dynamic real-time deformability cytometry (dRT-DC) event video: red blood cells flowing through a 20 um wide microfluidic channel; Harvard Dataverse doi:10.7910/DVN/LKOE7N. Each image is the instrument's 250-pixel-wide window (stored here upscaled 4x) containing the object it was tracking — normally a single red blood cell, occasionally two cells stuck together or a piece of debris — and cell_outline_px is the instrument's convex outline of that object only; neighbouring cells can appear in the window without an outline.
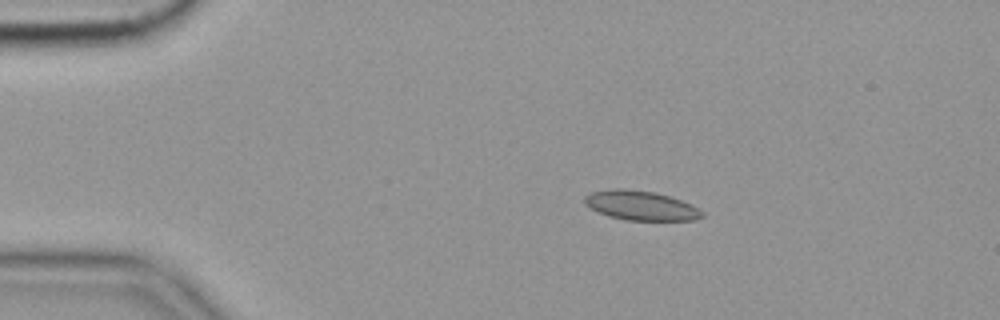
{"species": "common noctule bat (a hibernating species)", "species_latin": "Nyctalus noctula", "temperature_condition": "cold", "stored_images_in_passage": 49, "camera_frame_rate_fps": 3000, "um_per_image_px": 0.085, "animal": {"sex": "female", "body_mass_g": 19.9}, "frame": {"image": 1, "passage_image": 3, "time_ms": 0.667, "image_size_px": [1000, 320], "cell_outline_px": [[704, 216], [696, 220], [624, 220], [608, 216], [584, 204], [584, 196], [592, 192], [612, 188], [624, 188], [656, 192], [692, 204], [704, 212]], "centroid_in_image_um": [54.48, 17.46], "position_along_channel_um": 30.5, "area_um2": 20.23}}
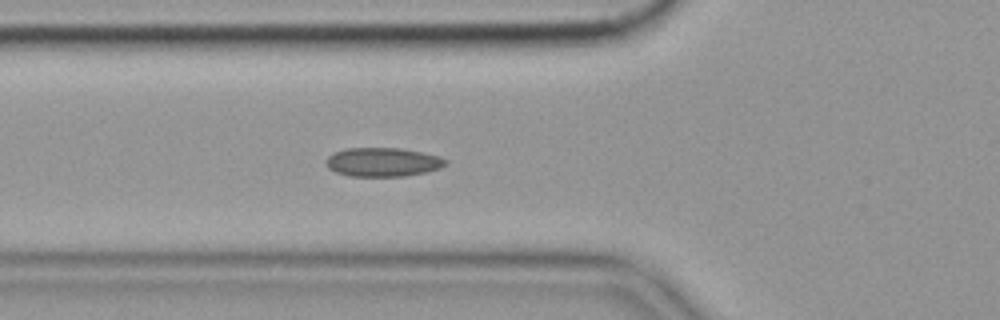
{"frame": {"image": 2, "passage_image": 13, "time_ms": 4.0, "image_size_px": [1000, 320], "cell_outline_px": [[448, 164], [440, 168], [424, 172], [404, 176], [348, 176], [336, 172], [328, 168], [324, 160], [328, 156], [336, 152], [348, 148], [400, 148], [440, 156], [448, 160]], "centroid_in_image_um": [32.54, 13.78], "position_along_channel_um": 93.3, "area_um2": 20.11}}
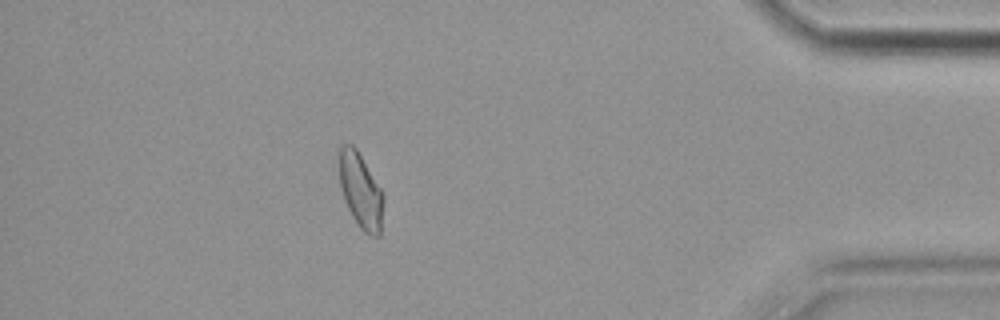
{"frame": {"image": 3, "passage_image": 43, "time_ms": 14.0, "image_size_px": [1000, 320], "cell_outline_px": [[384, 200], [380, 236], [372, 236], [364, 232], [360, 228], [352, 216], [344, 200], [340, 188], [340, 148], [344, 144], [352, 144], [356, 148], [384, 192]], "centroid_in_image_um": [30.68, 16.24], "position_along_channel_um": 404.5, "area_um2": 19.42}, "authors_computed_cell_mechanics": {"area_um2": 19.4208, "velocity_mm_per_s": 3.5425, "shape_relaxation_time_tau1_ms": null, "shape_relaxation_time_tau2_ms": 2.9906, "deformation_change_tau1": null, "deformation_change_tau2": 0.0637}}